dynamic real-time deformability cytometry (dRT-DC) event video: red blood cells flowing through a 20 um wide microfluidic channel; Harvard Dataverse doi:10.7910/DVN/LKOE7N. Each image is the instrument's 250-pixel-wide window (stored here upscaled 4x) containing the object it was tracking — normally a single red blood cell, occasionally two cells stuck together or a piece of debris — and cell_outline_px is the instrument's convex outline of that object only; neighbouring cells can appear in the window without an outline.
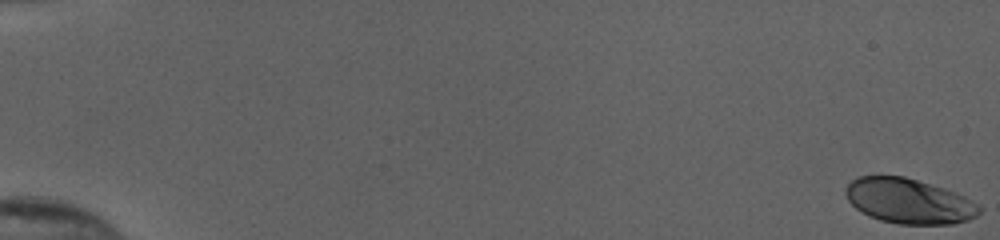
{"species": "human", "species_latin": "Homo sapiens", "temperature_condition": "cold", "stored_images_in_passage": 55, "camera_frame_rate_fps": 3000, "um_per_image_px": 0.085, "donor": {"sex": "female"}, "frame": {"image": 1, "passage_image": 1, "time_ms": 0.0, "image_size_px": [1000, 240], "cell_outline_px": [[980, 212], [976, 216], [968, 220], [952, 224], [900, 224], [880, 220], [868, 216], [856, 208], [848, 200], [844, 192], [844, 188], [852, 180], [860, 176], [904, 176], [944, 188], [964, 196], [980, 204]], "centroid_in_image_um": [77.25, 17.09], "position_along_channel_um": 7.7, "area_um2": 35.08}}
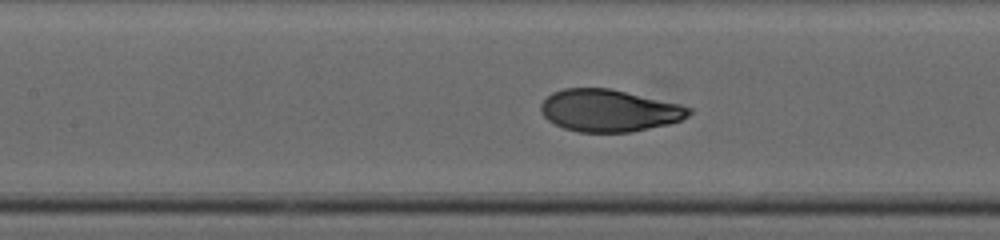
{"frame": {"image": 2, "passage_image": 28, "time_ms": 9.0, "image_size_px": [1000, 240], "cell_outline_px": [[692, 112], [688, 116], [680, 120], [668, 124], [632, 132], [580, 132], [564, 128], [548, 120], [540, 112], [540, 104], [552, 92], [564, 88], [608, 88], [680, 104], [692, 108]], "centroid_in_image_um": [51.76, 9.4], "position_along_channel_um": 155.6, "area_um2": 36.24}}
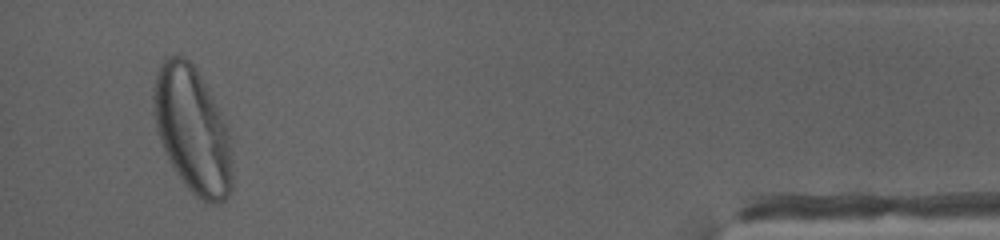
{"frame": {"image": 3, "passage_image": 53, "time_ms": 17.333, "image_size_px": [1000, 240], "cell_outline_px": [[232, 188], [228, 196], [220, 204], [204, 204], [184, 184], [176, 172], [160, 140], [156, 128], [152, 112], [152, 88], [156, 72], [164, 56], [184, 56], [196, 68], [220, 112], [228, 128], [232, 152]], "centroid_in_image_um": [16.35, 11.06], "position_along_channel_um": 418.9, "area_um2": 58.32}, "authors_computed_cell_mechanics": {"area_um2": 36.5296, "velocity_mm_per_s": 3.8574, "shape_relaxation_time_tau1_ms": 3.7559, "shape_relaxation_time_tau2_ms": null, "deformation_change_tau1": 0.1694, "deformation_change_tau2": null}}